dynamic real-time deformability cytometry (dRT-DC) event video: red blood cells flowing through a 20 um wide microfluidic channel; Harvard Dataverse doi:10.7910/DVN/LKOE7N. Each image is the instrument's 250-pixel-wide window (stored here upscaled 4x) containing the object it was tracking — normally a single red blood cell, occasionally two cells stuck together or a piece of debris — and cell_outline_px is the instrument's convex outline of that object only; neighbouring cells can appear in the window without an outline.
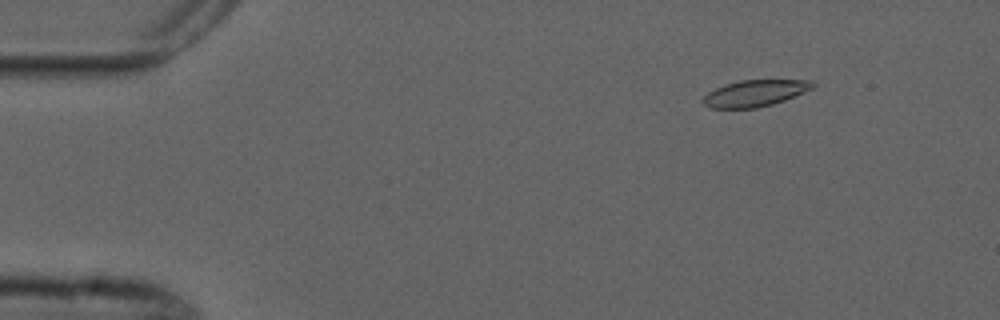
{"species": "common noctule bat (a hibernating species)", "species_latin": "Nyctalus noctula", "temperature_condition": "cold", "stored_images_in_passage": 8, "camera_frame_rate_fps": 3000, "um_per_image_px": 0.085, "animal": {"sex": "male", "forearm_length_mm": 52.5}, "frame": {"image": 1, "passage_image": 2, "time_ms": 1.0, "image_size_px": [1000, 320], "cell_outline_px": [[816, 84], [812, 88], [804, 92], [784, 100], [772, 104], [756, 108], [712, 108], [704, 104], [700, 100], [708, 92], [724, 84], [740, 80], [816, 80]], "centroid_in_image_um": [64.17, 7.91], "position_along_channel_um": 20.8, "area_um2": 16.94}}
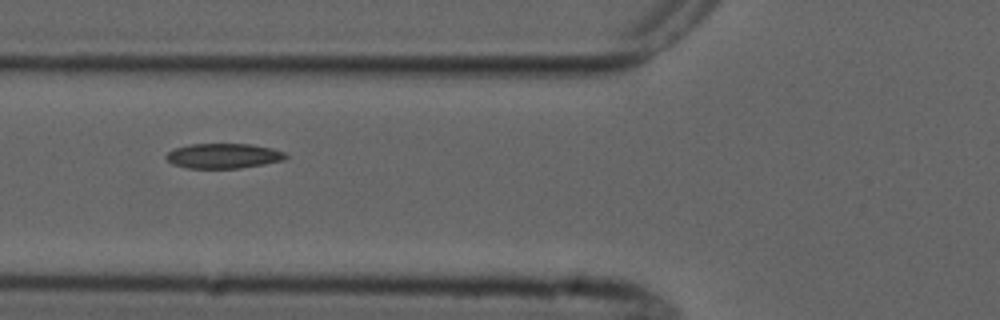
{"frame": {"image": 2, "passage_image": 6, "time_ms": 5.667, "image_size_px": [1000, 320], "cell_outline_px": [[288, 156], [284, 160], [264, 164], [240, 168], [188, 168], [172, 164], [164, 156], [168, 152], [176, 148], [188, 144], [252, 144], [272, 148], [284, 152]], "centroid_in_image_um": [19.0, 13.25], "position_along_channel_um": 106.8, "area_um2": 17.4}}
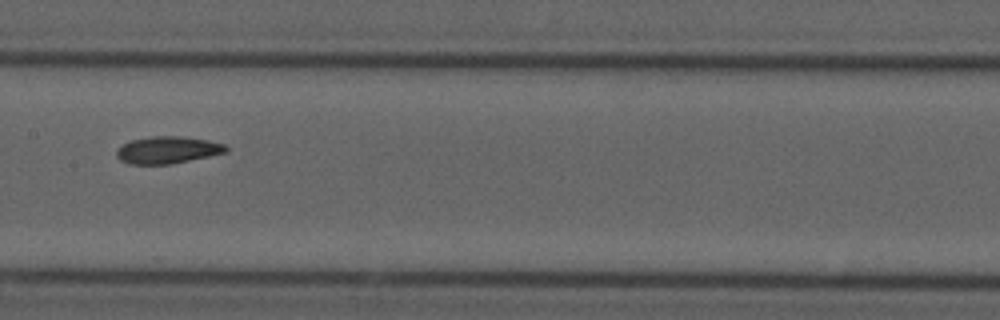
{"frame": {"image": 3, "passage_image": 8, "time_ms": 8.0, "image_size_px": [1000, 320], "cell_outline_px": [[228, 152], [168, 164], [128, 164], [120, 160], [116, 156], [116, 148], [132, 140], [152, 136], [180, 136], [208, 140], [224, 144], [228, 148]], "centroid_in_image_um": [14.22, 12.74], "position_along_channel_um": 193.2, "area_um2": 17.17}}